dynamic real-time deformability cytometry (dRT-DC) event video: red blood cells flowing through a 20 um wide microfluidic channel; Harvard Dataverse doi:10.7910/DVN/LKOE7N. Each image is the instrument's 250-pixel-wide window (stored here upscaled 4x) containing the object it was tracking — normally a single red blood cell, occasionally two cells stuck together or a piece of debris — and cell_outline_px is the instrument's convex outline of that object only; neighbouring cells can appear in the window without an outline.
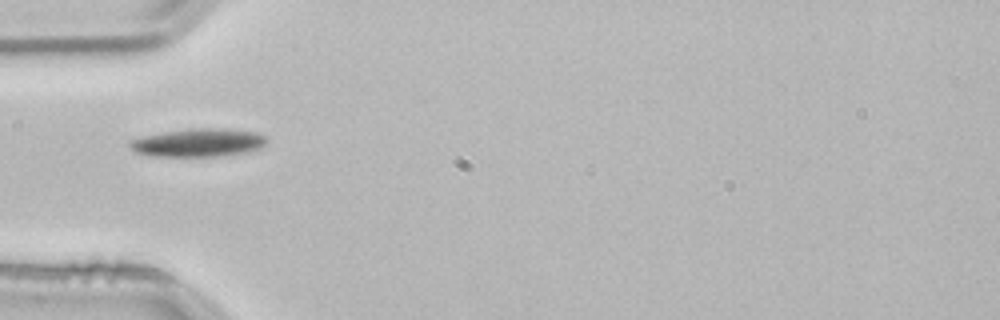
{"species": "common noctule bat (a hibernating species)", "species_latin": "Nyctalus noctula", "temperature_condition": "room temperature", "stored_images_in_passage": 17, "camera_frame_rate_fps": 3000, "um_per_image_px": 0.085, "animal": {"sex": "male", "body_mass_g": 21.5, "forearm_length_mm": 52.0}, "frame": {"image": 1, "passage_image": 1, "time_ms": 0.0, "image_size_px": [1000, 320], "cell_outline_px": [[268, 140], [260, 148], [248, 152], [216, 156], [152, 156], [136, 152], [128, 144], [132, 140], [144, 136], [164, 132], [188, 128], [224, 128], [256, 132], [264, 136]], "centroid_in_image_um": [16.89, 12.12], "position_along_channel_um": 68.1, "area_um2": 22.37}}
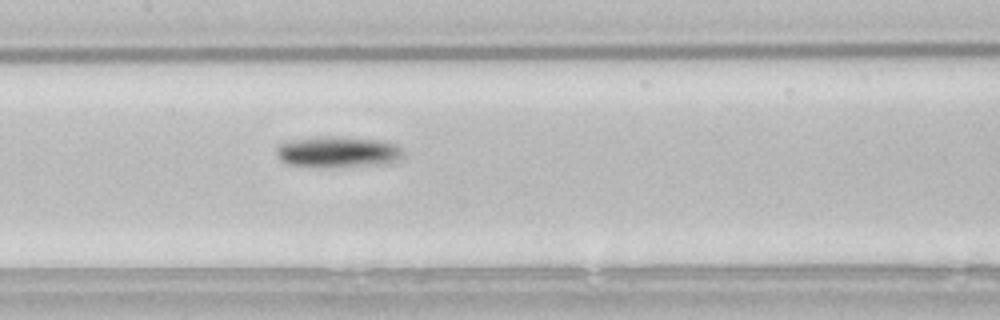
{"frame": {"image": 2, "passage_image": 10, "time_ms": 3.0, "image_size_px": [1000, 320], "cell_outline_px": [[404, 156], [400, 160], [392, 164], [324, 168], [320, 168], [288, 164], [280, 160], [276, 156], [276, 148], [280, 144], [296, 140], [328, 136], [332, 136], [384, 140], [396, 144], [404, 152]], "centroid_in_image_um": [28.8, 12.95], "position_along_channel_um": 178.6, "area_um2": 23.47}}